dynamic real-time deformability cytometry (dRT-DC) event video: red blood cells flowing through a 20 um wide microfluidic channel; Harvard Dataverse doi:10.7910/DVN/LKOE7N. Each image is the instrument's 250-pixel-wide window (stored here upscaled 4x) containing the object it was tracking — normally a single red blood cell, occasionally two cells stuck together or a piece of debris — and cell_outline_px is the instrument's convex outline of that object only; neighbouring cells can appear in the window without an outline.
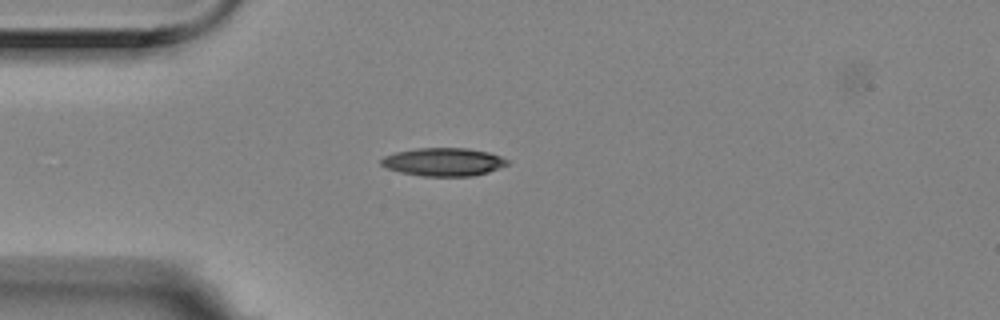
{"species": "Egyptian fruit bat (a non-hibernating species)", "species_latin": "Rousettus aegyptiacus", "temperature_condition": "room temperature", "stored_images_in_passage": 7, "camera_frame_rate_fps": 3000, "um_per_image_px": 0.085, "animal": {"sex": "female"}, "frame": {"image": 1, "passage_image": 1, "time_ms": 0.0, "image_size_px": [1000, 320], "cell_outline_px": [[508, 164], [488, 172], [472, 176], [424, 176], [400, 172], [388, 168], [380, 164], [380, 160], [384, 156], [396, 152], [416, 148], [468, 148], [488, 152], [500, 156], [508, 160]], "centroid_in_image_um": [37.69, 13.76], "position_along_channel_um": 47.3, "area_um2": 20.58}}
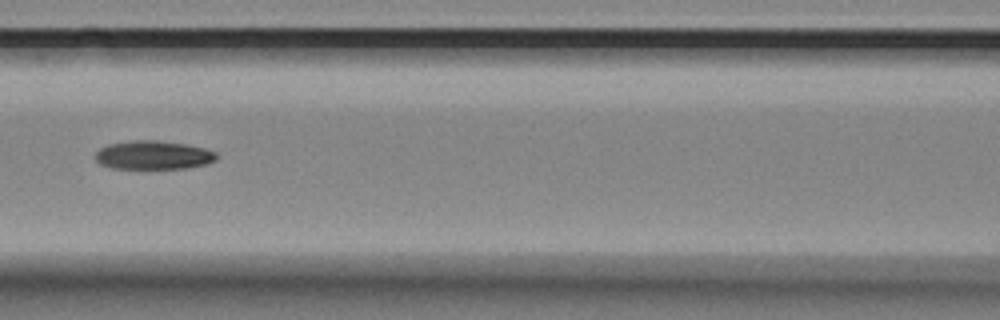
{"frame": {"image": 2, "passage_image": 4, "time_ms": 1.0, "image_size_px": [1000, 320], "cell_outline_px": [[216, 160], [208, 164], [188, 168], [112, 168], [100, 164], [96, 160], [96, 152], [100, 148], [108, 144], [132, 140], [156, 140], [184, 144], [204, 148], [216, 152]], "centroid_in_image_um": [13.04, 13.18], "position_along_channel_um": 153.6, "area_um2": 20.17}}
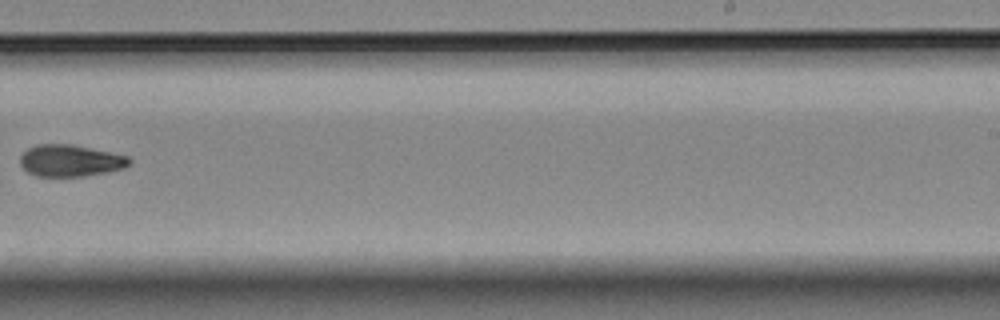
{"frame": {"image": 3, "passage_image": 7, "time_ms": 2.0, "image_size_px": [1000, 320], "cell_outline_px": [[132, 164], [124, 168], [108, 172], [84, 176], [36, 176], [28, 172], [20, 164], [20, 156], [28, 148], [36, 144], [72, 144], [128, 156], [132, 160]], "centroid_in_image_um": [6.0, 13.65], "position_along_channel_um": 283.0, "area_um2": 20.29}}